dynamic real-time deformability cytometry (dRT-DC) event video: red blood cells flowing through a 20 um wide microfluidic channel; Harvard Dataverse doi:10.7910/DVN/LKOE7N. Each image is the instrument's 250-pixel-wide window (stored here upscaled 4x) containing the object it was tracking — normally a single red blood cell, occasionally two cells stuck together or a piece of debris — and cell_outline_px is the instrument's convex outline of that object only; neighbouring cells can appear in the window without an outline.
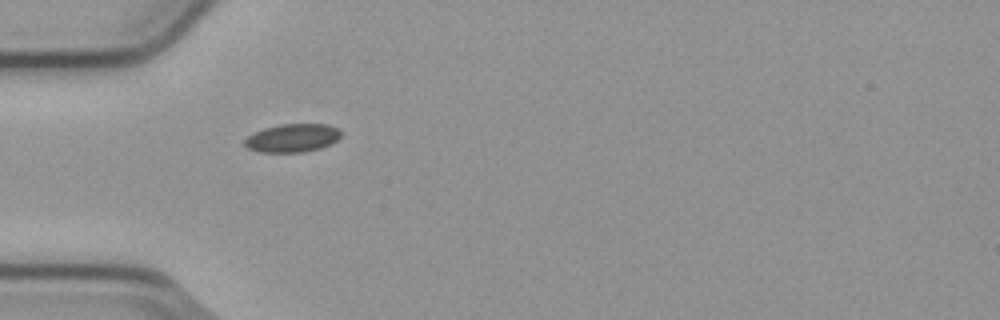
{"species": "common noctule bat (a hibernating species)", "species_latin": "Nyctalus noctula", "temperature_condition": "cold", "stored_images_in_passage": 4, "camera_frame_rate_fps": 3000, "um_per_image_px": 0.085, "animal": {"sex": "male", "body_mass_g": 23.1, "forearm_length_mm": 52.7}, "frame": {"image": 1, "passage_image": 1, "time_ms": 0.0, "image_size_px": [1000, 320], "cell_outline_px": [[340, 136], [332, 144], [320, 148], [304, 152], [260, 152], [248, 148], [244, 144], [244, 140], [248, 136], [264, 128], [280, 124], [328, 124], [336, 128], [340, 132]], "centroid_in_image_um": [24.85, 11.73], "position_along_channel_um": 60.1, "area_um2": 15.78}}
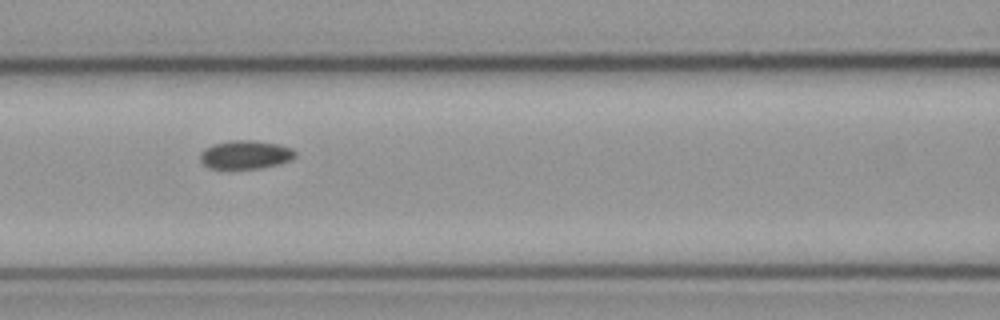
{"frame": {"image": 2, "passage_image": 3, "time_ms": 0.667, "image_size_px": [1000, 320], "cell_outline_px": [[296, 156], [280, 164], [260, 168], [208, 168], [200, 160], [200, 152], [204, 148], [212, 144], [232, 140], [252, 140], [280, 144], [292, 148], [296, 152]], "centroid_in_image_um": [20.86, 13.13], "position_along_channel_um": 145.7, "area_um2": 15.84}}
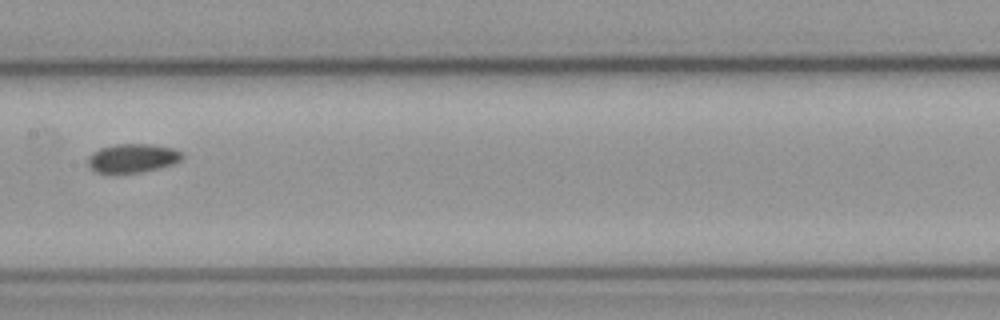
{"frame": {"image": 3, "passage_image": 4, "time_ms": 1.0, "image_size_px": [1000, 320], "cell_outline_px": [[184, 156], [180, 160], [172, 164], [160, 168], [140, 172], [116, 176], [96, 172], [88, 164], [88, 156], [92, 152], [100, 148], [116, 144], [148, 144], [172, 148], [184, 152]], "centroid_in_image_um": [11.24, 13.48], "position_along_channel_um": 196.2, "area_um2": 16.3}}